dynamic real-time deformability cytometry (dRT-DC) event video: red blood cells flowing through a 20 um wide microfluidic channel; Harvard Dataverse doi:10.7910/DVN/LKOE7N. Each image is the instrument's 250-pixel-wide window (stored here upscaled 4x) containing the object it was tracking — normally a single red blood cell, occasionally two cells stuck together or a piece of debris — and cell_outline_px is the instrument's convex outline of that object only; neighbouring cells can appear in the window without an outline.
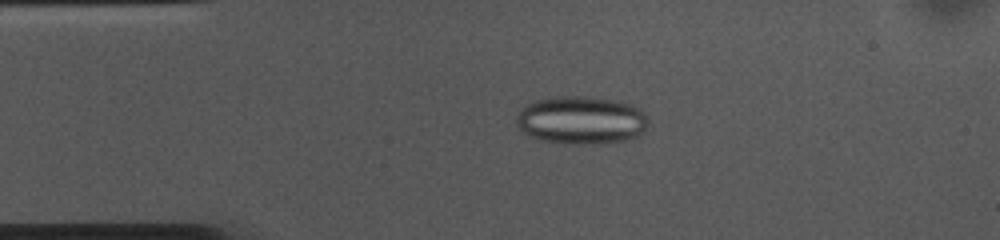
{"species": "common noctule bat (a hibernating species)", "species_latin": "Nyctalus noctula", "temperature_condition": "cold", "stored_images_in_passage": 44, "camera_frame_rate_fps": 3000, "um_per_image_px": 0.085, "animal": {"sex": "female", "body_mass_g": 10.0, "forearm_length_mm": 53.1}, "frame": {"image": 1, "passage_image": 1, "time_ms": 0.0, "image_size_px": [1000, 240], "cell_outline_px": [[648, 124], [640, 136], [632, 140], [596, 144], [572, 144], [540, 140], [528, 136], [516, 124], [516, 116], [520, 108], [532, 100], [548, 96], [588, 96], [616, 100], [632, 104], [640, 108], [648, 116]], "centroid_in_image_um": [49.41, 10.2], "position_along_channel_um": 35.6, "area_um2": 37.92}}
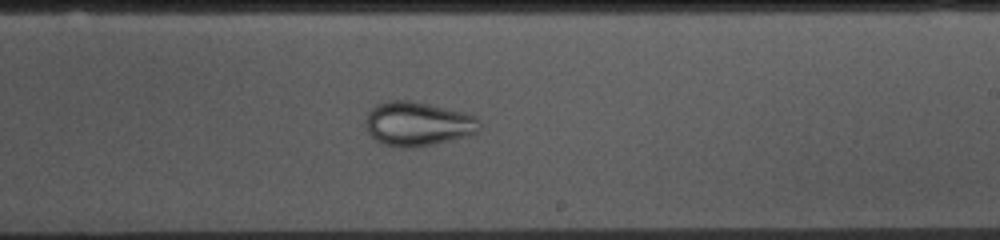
{"frame": {"image": 2, "passage_image": 21, "time_ms": 6.667, "image_size_px": [1000, 240], "cell_outline_px": [[480, 132], [468, 136], [432, 144], [408, 148], [400, 148], [384, 144], [376, 140], [368, 132], [364, 120], [368, 112], [376, 104], [388, 100], [412, 100], [464, 112], [476, 116], [480, 120]], "centroid_in_image_um": [35.52, 10.52], "position_along_channel_um": 253.5, "area_um2": 29.59}}
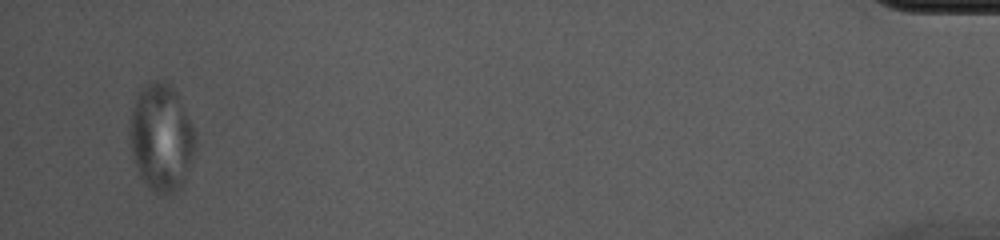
{"frame": {"image": 3, "passage_image": 42, "time_ms": 13.667, "image_size_px": [1000, 240], "cell_outline_px": [[196, 148], [184, 180], [180, 188], [176, 192], [168, 196], [160, 196], [152, 192], [148, 188], [140, 176], [132, 152], [128, 136], [132, 112], [140, 88], [148, 80], [164, 80], [176, 92], [196, 132]], "centroid_in_image_um": [13.72, 11.72], "position_along_channel_um": 421.5, "area_um2": 41.33}}